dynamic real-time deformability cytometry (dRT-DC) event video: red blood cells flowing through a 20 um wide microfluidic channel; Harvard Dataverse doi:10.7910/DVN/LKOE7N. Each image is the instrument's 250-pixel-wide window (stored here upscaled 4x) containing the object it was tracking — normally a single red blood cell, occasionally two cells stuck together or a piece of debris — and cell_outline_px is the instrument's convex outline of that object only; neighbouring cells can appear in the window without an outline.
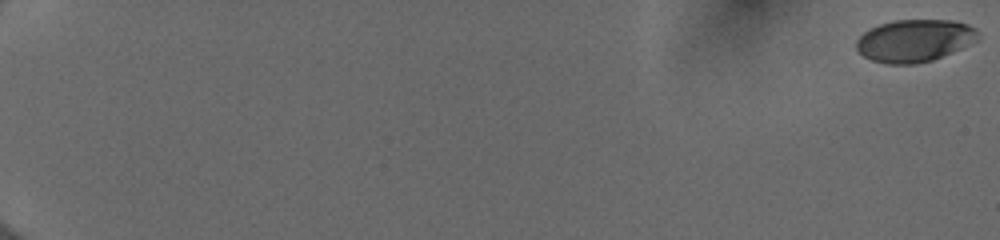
{"species": "human", "species_latin": "Homo sapiens", "temperature_condition": "cold", "stored_images_in_passage": 55, "camera_frame_rate_fps": 3000, "um_per_image_px": 0.085, "donor": {"sex": "female"}, "frame": {"image": 1, "passage_image": 1, "time_ms": 0.0, "image_size_px": [1000, 240], "cell_outline_px": [[976, 40], [960, 48], [932, 60], [912, 64], [888, 64], [872, 60], [864, 56], [856, 48], [856, 40], [864, 32], [880, 24], [896, 20], [952, 20], [968, 24], [976, 28]], "centroid_in_image_um": [77.7, 3.44], "position_along_channel_um": 7.3, "area_um2": 29.59}}
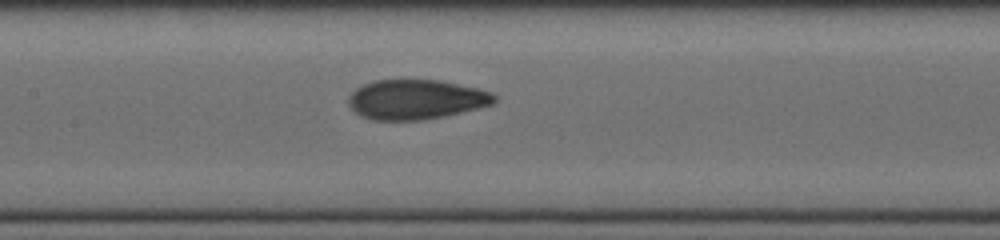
{"frame": {"image": 2, "passage_image": 31, "time_ms": 10.0, "image_size_px": [1000, 240], "cell_outline_px": [[496, 100], [492, 104], [444, 116], [424, 120], [372, 120], [360, 116], [348, 104], [348, 96], [356, 88], [372, 80], [440, 80], [476, 88], [492, 92], [496, 96]], "centroid_in_image_um": [35.32, 8.45], "position_along_channel_um": 172.1, "area_um2": 33.7}}
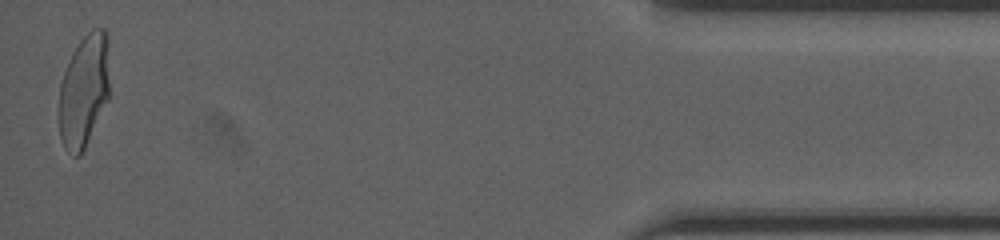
{"frame": {"image": 3, "passage_image": 55, "time_ms": 18.0, "image_size_px": [1000, 240], "cell_outline_px": [[108, 100], [80, 156], [72, 156], [64, 148], [60, 136], [60, 84], [64, 72], [72, 52], [80, 40], [92, 28], [104, 28], [108, 32]], "centroid_in_image_um": [7.14, 7.68], "position_along_channel_um": 428.1, "area_um2": 33.06}, "authors_computed_cell_mechanics": {"area_um2": 32.7148, "velocity_mm_per_s": 4.0134, "shape_relaxation_time_tau1_ms": 3.9954, "shape_relaxation_time_tau2_ms": 0.9083, "deformation_change_tau1": 0.1718, "deformation_change_tau2": 0.0618}}